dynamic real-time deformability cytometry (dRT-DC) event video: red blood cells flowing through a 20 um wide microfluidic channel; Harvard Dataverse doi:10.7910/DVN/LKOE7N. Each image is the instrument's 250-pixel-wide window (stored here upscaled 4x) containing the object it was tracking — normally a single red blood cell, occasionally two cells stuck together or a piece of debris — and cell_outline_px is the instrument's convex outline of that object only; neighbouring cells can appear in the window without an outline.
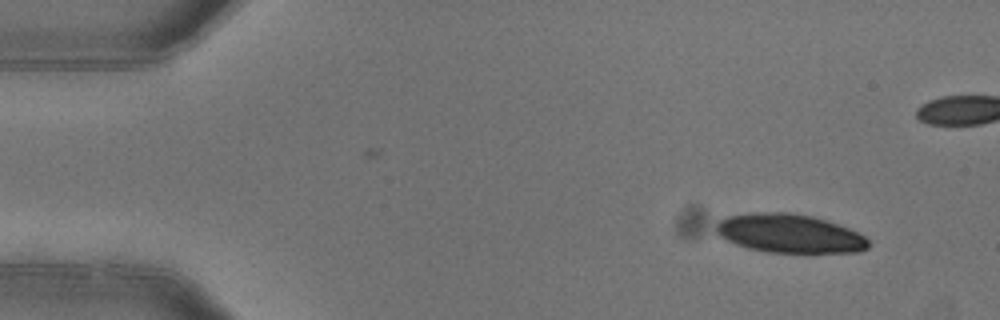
{"species": "common noctule bat (a hibernating species)", "species_latin": "Nyctalus noctula", "temperature_condition": "warm", "stored_images_in_passage": 5, "camera_frame_rate_fps": 3000, "um_per_image_px": 0.085, "animal": {"sex": "female"}, "frame": {"image": 1, "passage_image": 1, "time_ms": 0.0, "image_size_px": [1000, 320], "cell_outline_px": [[868, 248], [860, 252], [768, 252], [748, 248], [736, 244], [720, 236], [716, 232], [716, 224], [724, 216], [756, 212], [788, 212], [812, 216], [848, 228], [864, 236], [868, 240]], "centroid_in_image_um": [67.07, 19.84], "position_along_channel_um": 17.9, "area_um2": 34.16}}